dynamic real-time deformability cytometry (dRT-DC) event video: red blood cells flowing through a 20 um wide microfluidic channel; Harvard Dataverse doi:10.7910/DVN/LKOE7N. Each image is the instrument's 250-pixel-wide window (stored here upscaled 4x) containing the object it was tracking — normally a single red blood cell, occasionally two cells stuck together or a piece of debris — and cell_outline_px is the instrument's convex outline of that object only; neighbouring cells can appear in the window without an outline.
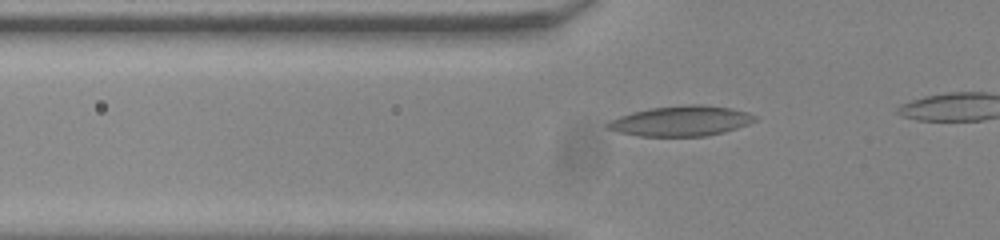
{"species": "common noctule bat (a hibernating species)", "species_latin": "Nyctalus noctula", "temperature_condition": "room temperature", "stored_images_in_passage": 19, "camera_frame_rate_fps": 3000, "um_per_image_px": 0.085, "animal": {"sex": "male", "body_mass_g": 20.0, "forearm_length_mm": 53.3}, "frame": {"image": 1, "passage_image": 6, "time_ms": 1.667, "image_size_px": [1000, 240], "cell_outline_px": [[756, 120], [748, 124], [724, 132], [704, 136], [640, 136], [620, 132], [608, 128], [604, 124], [608, 120], [632, 112], [652, 108], [688, 104], [704, 104], [732, 108], [748, 112], [756, 116]], "centroid_in_image_um": [57.9, 10.27], "position_along_channel_um": 67.9, "area_um2": 25.89}}
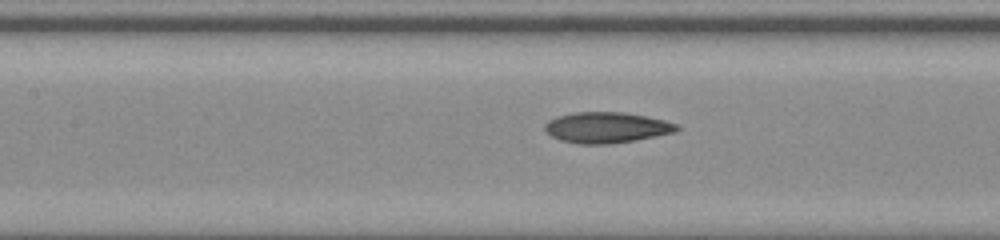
{"frame": {"image": 2, "passage_image": 13, "time_ms": 4.0, "image_size_px": [1000, 240], "cell_outline_px": [[680, 128], [676, 132], [636, 140], [608, 144], [576, 144], [560, 140], [552, 136], [544, 128], [544, 124], [548, 120], [556, 116], [576, 112], [624, 112], [664, 120], [676, 124]], "centroid_in_image_um": [51.54, 10.84], "position_along_channel_um": 155.9, "area_um2": 23.7}}
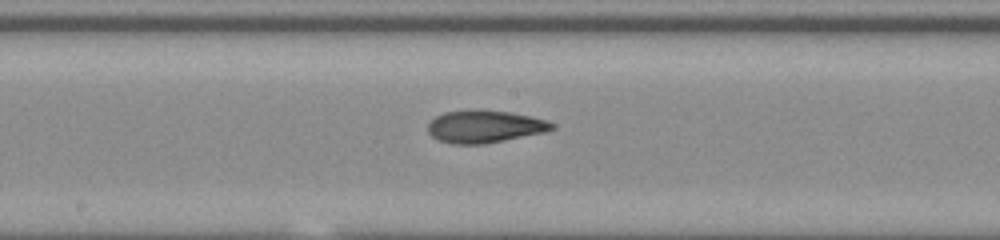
{"frame": {"image": 3, "passage_image": 17, "time_ms": 5.333, "image_size_px": [1000, 240], "cell_outline_px": [[556, 128], [548, 132], [484, 144], [452, 144], [436, 140], [428, 132], [428, 124], [436, 116], [444, 112], [512, 112], [532, 116], [556, 124]], "centroid_in_image_um": [41.25, 10.8], "position_along_channel_um": 207.0, "area_um2": 23.06}}